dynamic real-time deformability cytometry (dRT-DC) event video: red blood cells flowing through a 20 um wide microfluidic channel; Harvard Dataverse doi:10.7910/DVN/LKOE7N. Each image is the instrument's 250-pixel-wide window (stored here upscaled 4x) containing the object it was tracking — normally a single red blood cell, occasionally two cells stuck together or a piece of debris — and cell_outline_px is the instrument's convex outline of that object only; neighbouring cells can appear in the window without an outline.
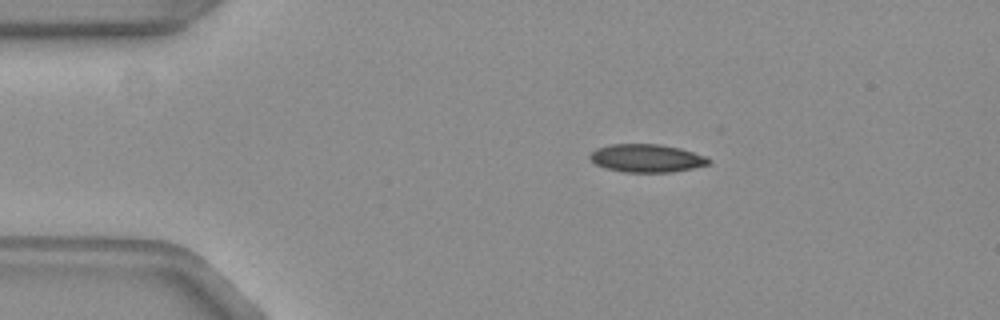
{"species": "common noctule bat (a hibernating species)", "species_latin": "Nyctalus noctula", "temperature_condition": "warm", "stored_images_in_passage": 53, "camera_frame_rate_fps": 3000, "um_per_image_px": 0.085, "animal": {"sex": "female", "body_mass_g": 19.3, "forearm_length_mm": 54.1}, "frame": {"image": 1, "passage_image": 9, "time_ms": 2.667, "image_size_px": [1000, 320], "cell_outline_px": [[712, 160], [708, 164], [692, 168], [672, 172], [624, 172], [604, 168], [596, 164], [588, 156], [596, 148], [612, 144], [660, 144], [680, 148], [704, 156]], "centroid_in_image_um": [54.94, 13.45], "position_along_channel_um": 30.1, "area_um2": 19.31}}
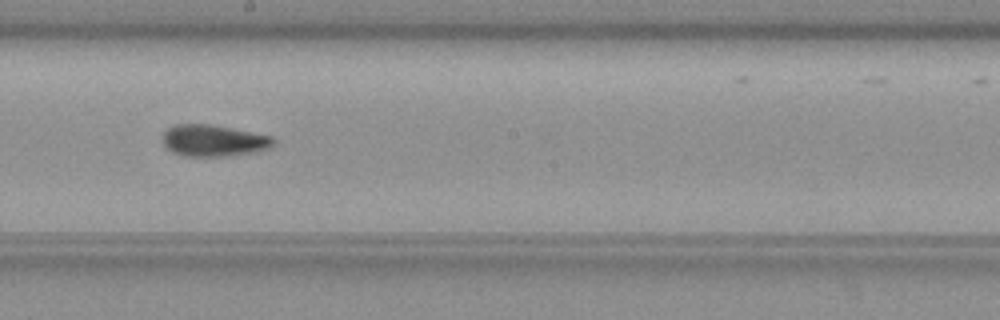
{"frame": {"image": 2, "passage_image": 29, "time_ms": 9.333, "image_size_px": [1000, 320], "cell_outline_px": [[276, 144], [268, 148], [256, 152], [232, 156], [180, 156], [172, 152], [164, 144], [164, 132], [168, 128], [176, 124], [208, 124], [232, 128], [272, 136], [276, 140]], "centroid_in_image_um": [18.19, 11.96], "position_along_channel_um": 230.0, "area_um2": 20.52}}
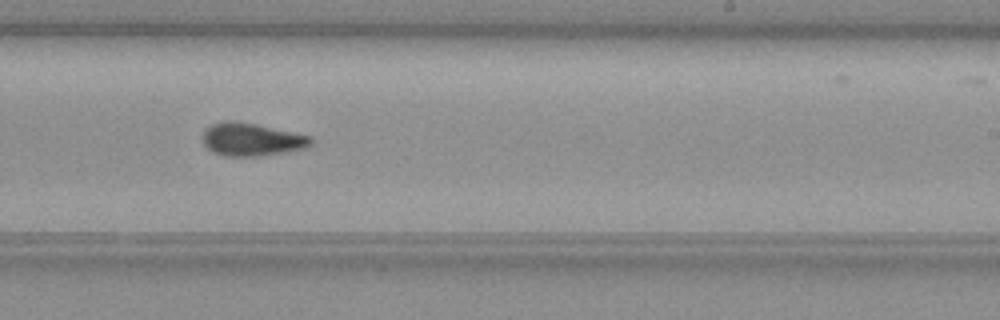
{"frame": {"image": 3, "passage_image": 32, "time_ms": 10.333, "image_size_px": [1000, 320], "cell_outline_px": [[312, 144], [304, 148], [284, 152], [256, 156], [224, 156], [212, 152], [204, 144], [204, 132], [212, 124], [224, 120], [236, 120], [256, 124], [312, 136]], "centroid_in_image_um": [21.39, 11.84], "position_along_channel_um": 267.6, "area_um2": 20.63}, "authors_computed_cell_mechanics": {"area_um2": 19.652, "velocity_mm_per_s": 3.7774, "shape_relaxation_time_tau1_ms": 8.6604, "shape_relaxation_time_tau2_ms": 4.7749, "deformation_change_tau1": 0.2045, "deformation_change_tau2": 0.0897}}